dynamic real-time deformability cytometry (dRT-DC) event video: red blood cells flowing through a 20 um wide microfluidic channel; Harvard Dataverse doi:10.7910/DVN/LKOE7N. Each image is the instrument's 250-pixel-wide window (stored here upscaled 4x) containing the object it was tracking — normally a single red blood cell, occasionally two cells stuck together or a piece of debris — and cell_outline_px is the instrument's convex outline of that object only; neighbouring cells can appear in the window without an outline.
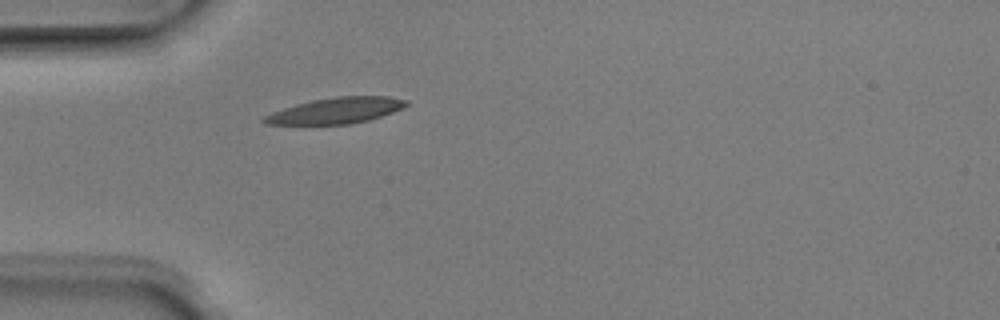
{"species": "Egyptian fruit bat (a non-hibernating species)", "species_latin": "Rousettus aegyptiacus", "temperature_condition": "room temperature", "stored_images_in_passage": 1, "camera_frame_rate_fps": 3000, "um_per_image_px": 0.085, "animal": {"sex": "male"}, "frame": {"image": 1, "passage_image": 1, "time_ms": 0.0, "image_size_px": [1000, 320], "cell_outline_px": [[408, 104], [404, 108], [368, 120], [352, 124], [264, 124], [260, 120], [264, 116], [272, 112], [296, 104], [312, 100], [336, 96], [388, 96], [408, 100]], "centroid_in_image_um": [28.56, 9.39], "position_along_channel_um": 56.4, "area_um2": 21.44}}